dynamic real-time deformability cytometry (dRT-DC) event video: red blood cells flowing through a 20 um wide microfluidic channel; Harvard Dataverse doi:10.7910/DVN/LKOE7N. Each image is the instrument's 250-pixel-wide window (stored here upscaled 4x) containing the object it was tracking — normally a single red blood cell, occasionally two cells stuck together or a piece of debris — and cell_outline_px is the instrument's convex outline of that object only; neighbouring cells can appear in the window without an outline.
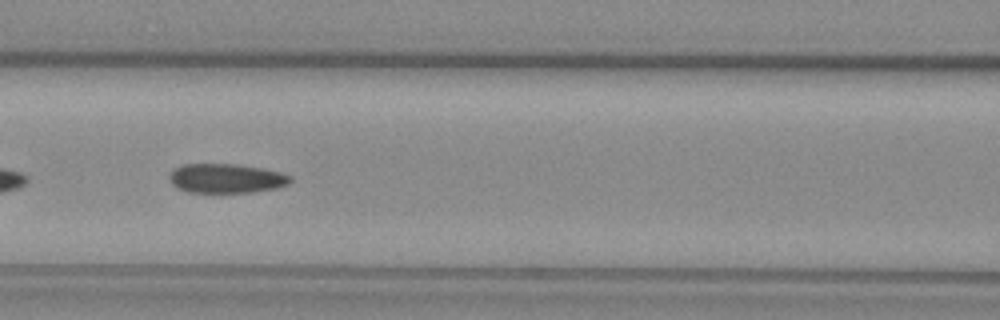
{"species": "common noctule bat (a hibernating species)", "species_latin": "Nyctalus noctula", "temperature_condition": "warm", "stored_images_in_passage": 39, "camera_frame_rate_fps": 3000, "um_per_image_px": 0.085, "animal": {"sex": "female", "body_mass_g": 29.2, "forearm_length_mm": 56.3}, "frame": {"image": 1, "passage_image": 23, "time_ms": 7.333, "image_size_px": [1000, 320], "cell_outline_px": [[292, 180], [288, 184], [276, 188], [252, 192], [188, 192], [176, 188], [172, 184], [168, 176], [176, 168], [184, 164], [236, 164], [260, 168], [280, 172], [292, 176]], "centroid_in_image_um": [19.23, 15.16], "position_along_channel_um": 147.4, "area_um2": 20.58}}